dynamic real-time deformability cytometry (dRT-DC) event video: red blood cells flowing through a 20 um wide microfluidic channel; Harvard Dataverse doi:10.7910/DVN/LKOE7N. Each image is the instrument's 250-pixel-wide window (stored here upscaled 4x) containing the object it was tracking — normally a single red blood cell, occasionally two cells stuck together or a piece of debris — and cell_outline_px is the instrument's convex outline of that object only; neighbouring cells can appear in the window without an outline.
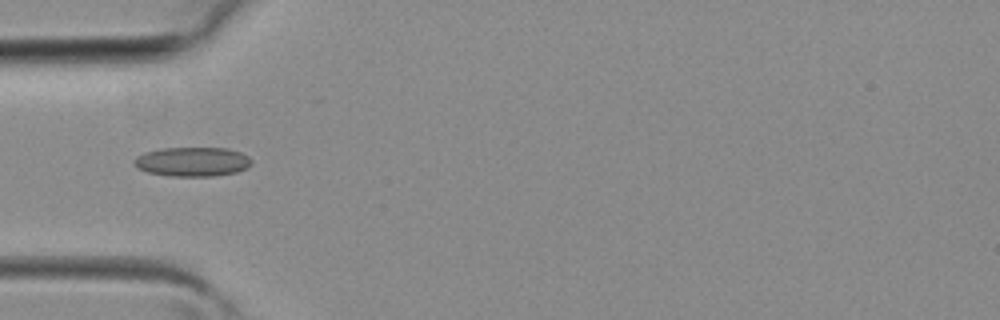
{"species": "common noctule bat (a hibernating species)", "species_latin": "Nyctalus noctula", "temperature_condition": "room temperature", "stored_images_in_passage": 24, "camera_frame_rate_fps": 3000, "um_per_image_px": 0.085, "animal": {"sex": "female", "body_mass_g": 19.3, "forearm_length_mm": 54.1}, "frame": {"image": 1, "passage_image": 1, "time_ms": 0.0, "image_size_px": [1000, 320], "cell_outline_px": [[252, 164], [248, 168], [236, 172], [212, 176], [168, 176], [148, 172], [136, 168], [132, 160], [136, 156], [144, 152], [164, 148], [228, 148], [240, 152], [248, 156], [252, 160]], "centroid_in_image_um": [16.35, 13.74], "position_along_channel_um": 68.7, "area_um2": 20.23}}
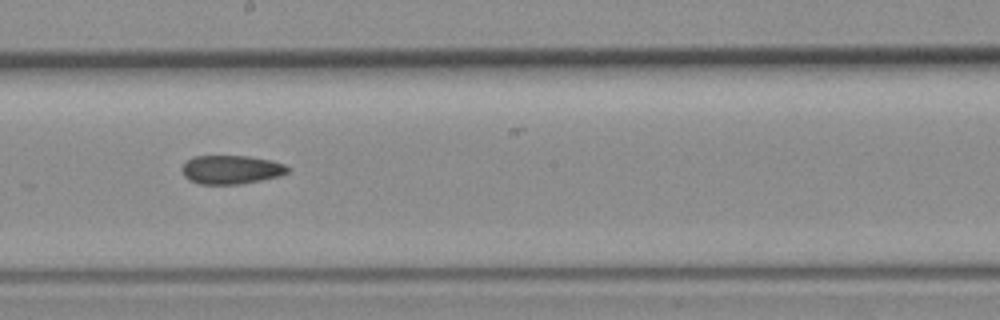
{"frame": {"image": 2, "passage_image": 10, "time_ms": 3.0, "image_size_px": [1000, 320], "cell_outline_px": [[288, 172], [280, 176], [240, 184], [200, 184], [188, 180], [184, 176], [180, 168], [192, 156], [248, 156], [272, 160], [284, 164], [288, 168]], "centroid_in_image_um": [19.62, 14.42], "position_along_channel_um": 228.6, "area_um2": 17.74}}
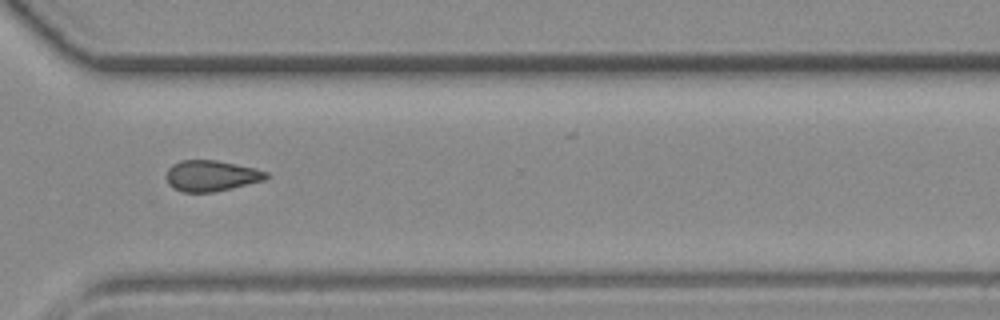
{"frame": {"image": 3, "passage_image": 17, "time_ms": 5.333, "image_size_px": [1000, 320], "cell_outline_px": [[268, 176], [264, 180], [232, 188], [212, 192], [184, 192], [172, 188], [168, 184], [168, 168], [172, 164], [180, 160], [216, 160], [256, 168], [268, 172]], "centroid_in_image_um": [17.96, 14.93], "position_along_channel_um": 352.6, "area_um2": 17.92}}